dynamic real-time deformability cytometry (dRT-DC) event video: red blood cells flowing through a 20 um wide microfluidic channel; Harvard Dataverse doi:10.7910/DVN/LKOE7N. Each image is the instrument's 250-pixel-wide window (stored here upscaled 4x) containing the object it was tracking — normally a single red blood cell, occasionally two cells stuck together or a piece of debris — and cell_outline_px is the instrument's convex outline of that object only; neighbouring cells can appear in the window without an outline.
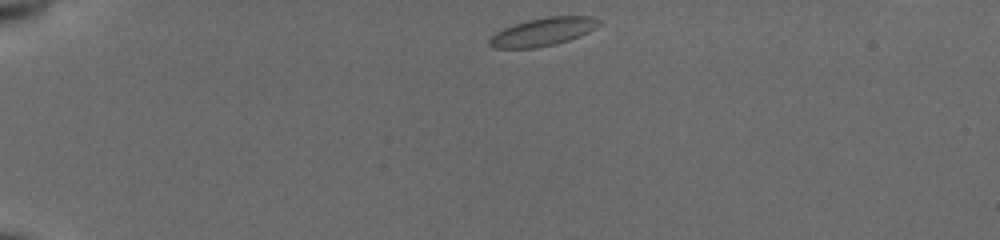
{"species": "common noctule bat (a hibernating species)", "species_latin": "Nyctalus noctula", "temperature_condition": "cold", "stored_images_in_passage": 42, "camera_frame_rate_fps": 3000, "um_per_image_px": 0.085, "animal": {"sex": "female", "body_mass_g": 19.5, "forearm_length_mm": 54.1}, "frame": {"image": 1, "passage_image": 1, "time_ms": 0.0, "image_size_px": [1000, 240], "cell_outline_px": [[600, 24], [596, 28], [580, 36], [556, 44], [536, 48], [492, 48], [488, 44], [488, 40], [496, 32], [504, 28], [528, 20], [548, 16], [592, 16], [600, 20]], "centroid_in_image_um": [46.16, 2.71], "position_along_channel_um": 38.8, "area_um2": 17.92}}
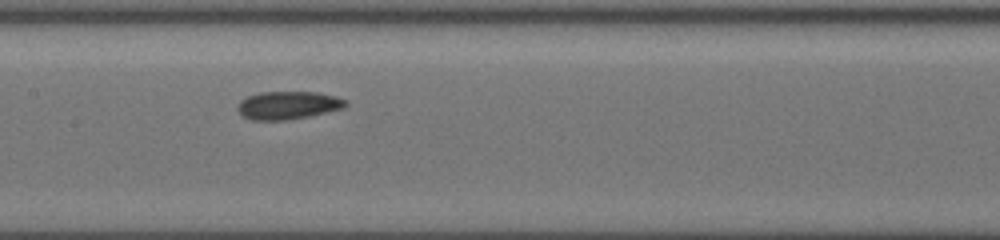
{"frame": {"image": 2, "passage_image": 17, "time_ms": 5.333, "image_size_px": [1000, 240], "cell_outline_px": [[348, 104], [344, 108], [308, 116], [284, 120], [252, 120], [244, 116], [236, 108], [240, 100], [248, 96], [260, 92], [320, 92], [336, 96], [348, 100]], "centroid_in_image_um": [24.51, 8.93], "position_along_channel_um": 182.9, "area_um2": 17.63}}
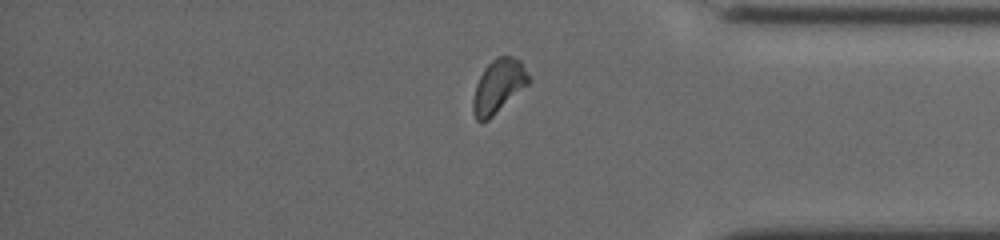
{"frame": {"image": 3, "passage_image": 34, "time_ms": 11.0, "image_size_px": [1000, 240], "cell_outline_px": [[532, 80], [528, 84], [488, 120], [476, 120], [472, 112], [472, 100], [476, 84], [484, 68], [496, 56], [512, 56], [520, 60]], "centroid_in_image_um": [42.36, 7.3], "position_along_channel_um": 392.8, "area_um2": 17.28}, "authors_computed_cell_mechanics": {"area_um2": 17.0799, "velocity_mm_per_s": 3.8901, "shape_relaxation_time_tau1_ms": 8.6932, "shape_relaxation_time_tau2_ms": 3.0973, "deformation_change_tau1": 0.1156, "deformation_change_tau2": 0.0623}}